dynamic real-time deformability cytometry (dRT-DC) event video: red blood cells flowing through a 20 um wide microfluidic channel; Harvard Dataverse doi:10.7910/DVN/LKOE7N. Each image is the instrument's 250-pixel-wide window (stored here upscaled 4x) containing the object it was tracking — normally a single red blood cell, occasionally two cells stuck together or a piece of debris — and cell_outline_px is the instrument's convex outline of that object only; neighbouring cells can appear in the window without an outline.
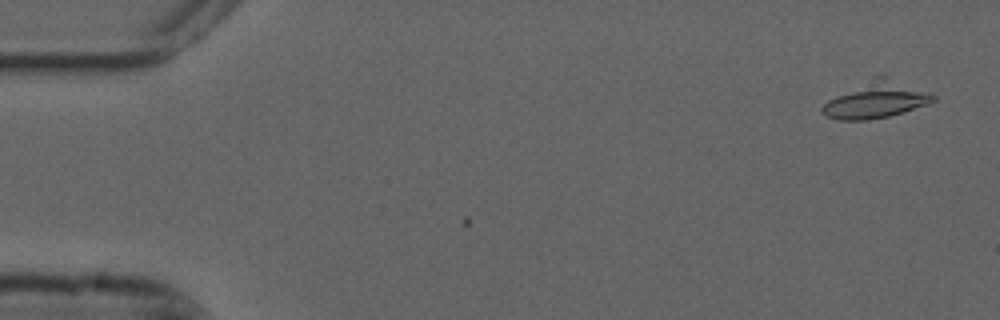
{"species": "common noctule bat (a hibernating species)", "species_latin": "Nyctalus noctula", "temperature_condition": "cold", "stored_images_in_passage": 5, "camera_frame_rate_fps": 3000, "um_per_image_px": 0.085, "animal": {"sex": "male", "forearm_length_mm": 52.5}, "frame": {"image": 1, "passage_image": 5, "time_ms": 1.333, "image_size_px": [1000, 320], "cell_outline_px": [[936, 100], [928, 104], [888, 116], [868, 120], [836, 120], [824, 116], [820, 112], [820, 108], [828, 100], [872, 76], [884, 72], [928, 92], [936, 96]], "centroid_in_image_um": [74.46, 8.45], "position_along_channel_um": 10.5, "area_um2": 24.1}}